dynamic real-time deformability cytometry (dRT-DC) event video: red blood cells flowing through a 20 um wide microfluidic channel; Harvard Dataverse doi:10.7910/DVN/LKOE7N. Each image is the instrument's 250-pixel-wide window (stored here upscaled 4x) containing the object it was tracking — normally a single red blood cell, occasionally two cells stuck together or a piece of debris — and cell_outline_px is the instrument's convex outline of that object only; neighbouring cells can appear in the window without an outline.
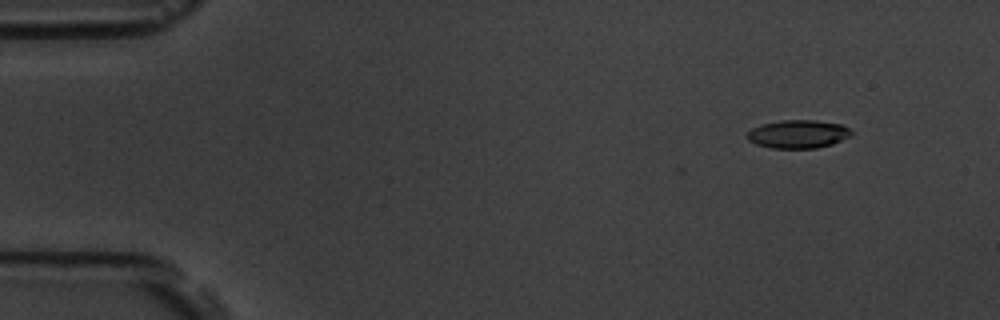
{"species": "common noctule bat (a hibernating species)", "species_latin": "Nyctalus noctula", "temperature_condition": "room temperature", "stored_images_in_passage": 7, "camera_frame_rate_fps": 3000, "um_per_image_px": 0.085, "animal": {"sex": "male", "body_mass_g": 19.5, "forearm_length_mm": 54.6}, "frame": {"image": 1, "passage_image": 2, "time_ms": 1.333, "image_size_px": [1000, 320], "cell_outline_px": [[852, 136], [832, 144], [816, 148], [772, 148], [756, 144], [748, 140], [748, 132], [752, 128], [760, 124], [780, 120], [816, 120], [844, 124], [852, 132]], "centroid_in_image_um": [67.86, 11.38], "position_along_channel_um": 17.1, "area_um2": 17.28}}
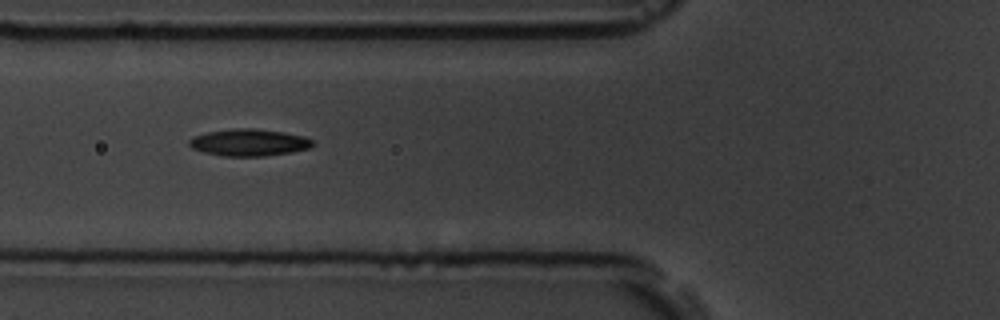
{"frame": {"image": 2, "passage_image": 6, "time_ms": 6.667, "image_size_px": [1000, 320], "cell_outline_px": [[316, 144], [308, 148], [292, 152], [264, 156], [224, 156], [204, 152], [192, 148], [188, 144], [188, 140], [192, 136], [208, 132], [240, 128], [252, 128], [284, 132], [304, 136], [312, 140]], "centroid_in_image_um": [21.17, 12.11], "position_along_channel_um": 104.6, "area_um2": 19.36}}
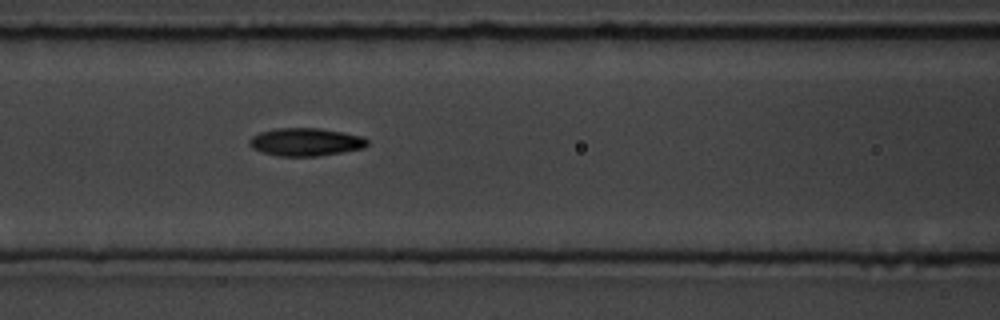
{"frame": {"image": 3, "passage_image": 7, "time_ms": 7.667, "image_size_px": [1000, 320], "cell_outline_px": [[368, 144], [364, 148], [316, 156], [280, 156], [264, 152], [252, 148], [248, 144], [248, 140], [252, 136], [260, 132], [276, 128], [320, 128], [344, 132], [364, 136], [368, 140]], "centroid_in_image_um": [25.99, 12.05], "position_along_channel_um": 140.6, "area_um2": 19.19}}